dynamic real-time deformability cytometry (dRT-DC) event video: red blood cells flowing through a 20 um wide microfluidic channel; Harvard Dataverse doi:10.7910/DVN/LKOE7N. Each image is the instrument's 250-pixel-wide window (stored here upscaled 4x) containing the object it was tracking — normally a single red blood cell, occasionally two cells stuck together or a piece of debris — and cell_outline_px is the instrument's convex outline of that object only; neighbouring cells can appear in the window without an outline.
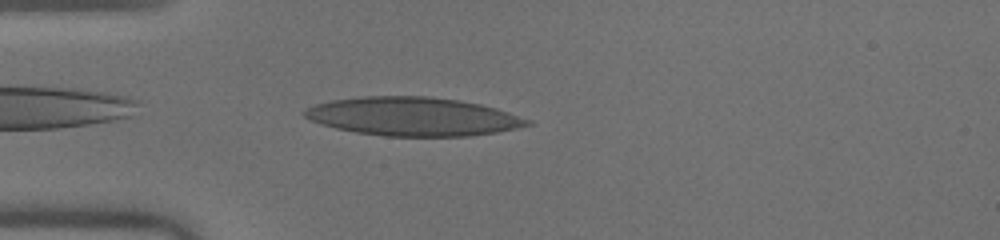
{"species": "human", "species_latin": "Homo sapiens", "temperature_condition": "warm", "stored_images_in_passage": 27, "camera_frame_rate_fps": 3000, "um_per_image_px": 0.085, "donor": {"sex": "male"}, "frame": {"image": 1, "passage_image": 1, "time_ms": 0.0, "image_size_px": [1000, 240], "cell_outline_px": [[532, 124], [516, 128], [496, 132], [472, 136], [384, 136], [356, 132], [336, 128], [320, 124], [304, 116], [300, 112], [304, 108], [316, 104], [332, 100], [364, 96], [428, 96], [460, 100], [480, 104], [496, 108], [532, 120]], "centroid_in_image_um": [35.09, 9.9], "position_along_channel_um": 49.9, "area_um2": 50.17}}
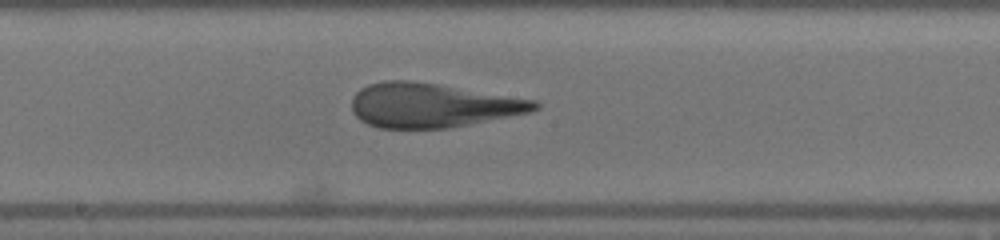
{"frame": {"image": 2, "passage_image": 14, "time_ms": 4.333, "image_size_px": [1000, 240], "cell_outline_px": [[540, 108], [532, 112], [448, 128], [380, 128], [368, 124], [360, 120], [352, 112], [352, 96], [360, 88], [368, 84], [384, 80], [408, 80], [436, 84], [536, 100], [540, 104]], "centroid_in_image_um": [36.72, 8.95], "position_along_channel_um": 211.5, "area_um2": 47.11}}
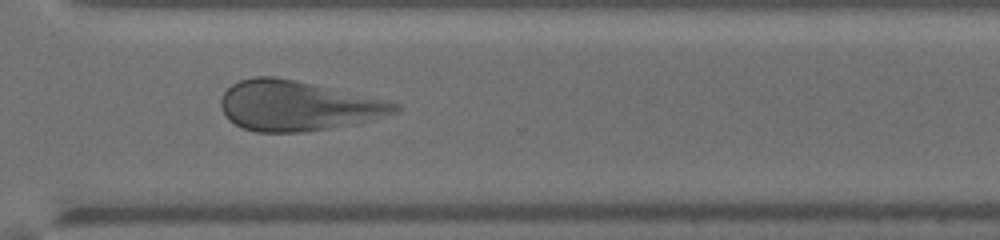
{"frame": {"image": 3, "passage_image": 24, "time_ms": 7.667, "image_size_px": [1000, 240], "cell_outline_px": [[400, 108], [396, 112], [352, 124], [304, 132], [256, 132], [244, 128], [228, 120], [220, 108], [220, 100], [224, 92], [232, 84], [240, 80], [252, 76], [272, 76], [312, 84], [400, 104]], "centroid_in_image_um": [25.19, 9.0], "position_along_channel_um": 345.4, "area_um2": 49.82}, "authors_computed_cell_mechanics": {"area_um2": 47.7428, "velocity_mm_per_s": 4.0229, "shape_relaxation_time_tau1_ms": 6.7547, "shape_relaxation_time_tau2_ms": 1.4131, "deformation_change_tau1": 0.2189, "deformation_change_tau2": 0.1183}}